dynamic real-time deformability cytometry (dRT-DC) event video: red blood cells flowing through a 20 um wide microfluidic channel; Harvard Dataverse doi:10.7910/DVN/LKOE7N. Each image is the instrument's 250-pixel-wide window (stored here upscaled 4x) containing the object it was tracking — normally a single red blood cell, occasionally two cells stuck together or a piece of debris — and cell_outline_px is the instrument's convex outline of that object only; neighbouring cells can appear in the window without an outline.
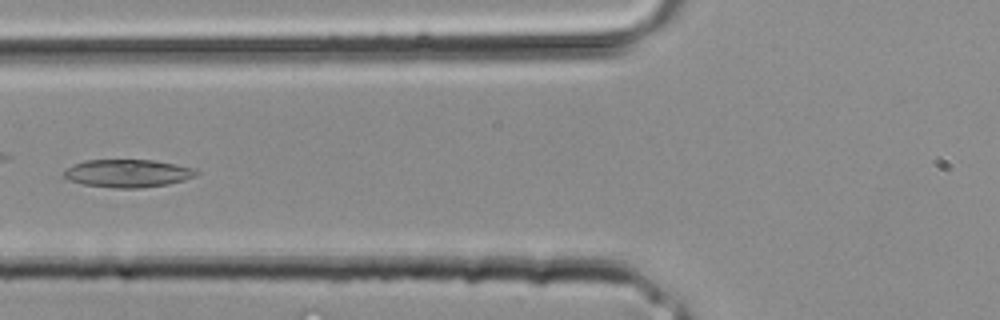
{"species": "common noctule bat (a hibernating species)", "species_latin": "Nyctalus noctula", "temperature_condition": "room temperature", "stored_images_in_passage": 27, "camera_frame_rate_fps": 3000, "um_per_image_px": 0.085, "animal": {"sex": "male", "body_mass_g": 20.4}, "frame": {"image": 1, "passage_image": 8, "time_ms": 2.333, "image_size_px": [1000, 320], "cell_outline_px": [[196, 172], [192, 176], [180, 180], [164, 184], [132, 188], [124, 188], [84, 184], [72, 180], [64, 176], [64, 172], [68, 168], [76, 164], [88, 160], [148, 160], [172, 164], [188, 168]], "centroid_in_image_um": [10.76, 14.72], "position_along_channel_um": 115.0, "area_um2": 20.17}}
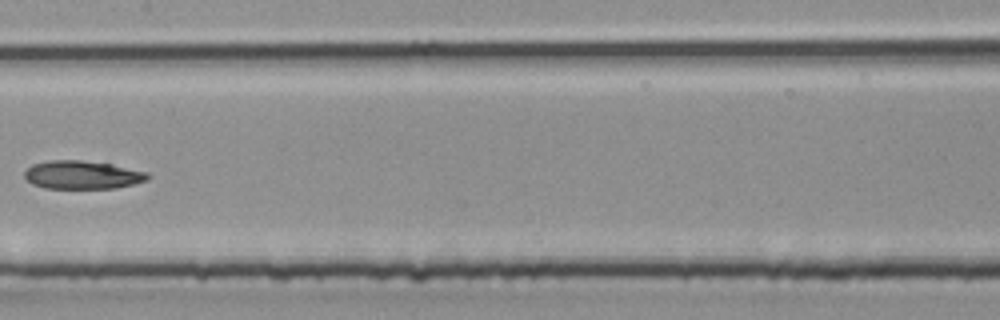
{"frame": {"image": 2, "passage_image": 12, "time_ms": 3.667, "image_size_px": [1000, 320], "cell_outline_px": [[148, 176], [144, 180], [132, 184], [112, 188], [48, 188], [36, 184], [28, 180], [24, 176], [24, 172], [28, 168], [36, 164], [56, 160], [76, 160], [108, 164], [144, 172]], "centroid_in_image_um": [6.95, 14.87], "position_along_channel_um": 200.5, "area_um2": 19.31}}